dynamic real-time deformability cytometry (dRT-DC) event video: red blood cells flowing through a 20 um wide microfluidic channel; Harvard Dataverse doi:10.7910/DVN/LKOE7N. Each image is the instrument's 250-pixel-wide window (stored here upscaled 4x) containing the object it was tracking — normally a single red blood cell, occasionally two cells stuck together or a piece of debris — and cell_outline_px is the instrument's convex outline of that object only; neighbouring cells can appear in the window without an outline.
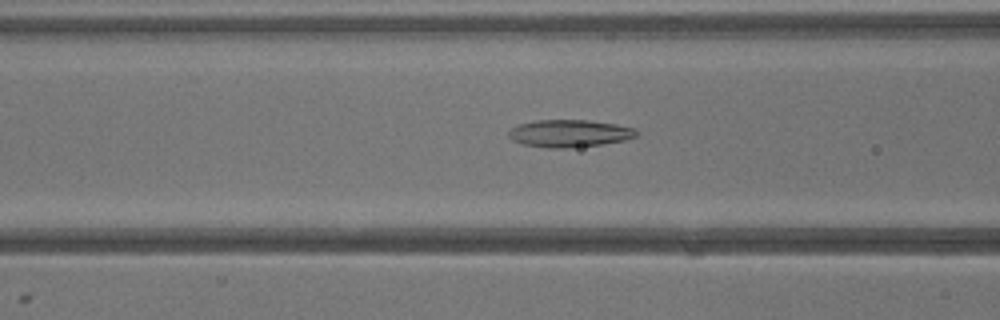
{"species": "common noctule bat (a hibernating species)", "species_latin": "Nyctalus noctula", "temperature_condition": "warm", "stored_images_in_passage": 40, "camera_frame_rate_fps": 3000, "um_per_image_px": 0.085, "animal": {"sex": "male", "body_mass_g": 13.3}, "frame": {"image": 1, "passage_image": 16, "time_ms": 5.0, "image_size_px": [1000, 320], "cell_outline_px": [[640, 132], [636, 136], [624, 140], [604, 144], [568, 148], [548, 148], [524, 144], [512, 140], [508, 136], [508, 132], [512, 128], [520, 124], [536, 120], [588, 120], [616, 124], [636, 128]], "centroid_in_image_um": [48.44, 11.34], "position_along_channel_um": 118.2, "area_um2": 20.46}}
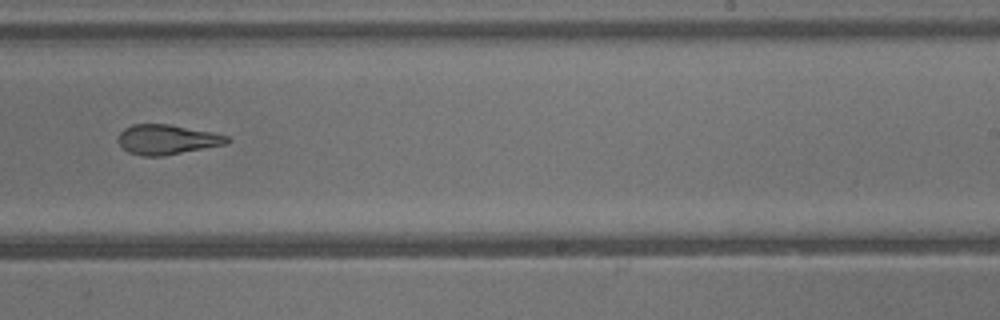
{"frame": {"image": 2, "passage_image": 25, "time_ms": 8.0, "image_size_px": [1000, 320], "cell_outline_px": [[232, 140], [228, 144], [164, 156], [144, 156], [128, 152], [116, 140], [120, 132], [124, 128], [132, 124], [168, 124], [212, 132], [228, 136]], "centroid_in_image_um": [14.21, 11.86], "position_along_channel_um": 274.8, "area_um2": 19.07}}
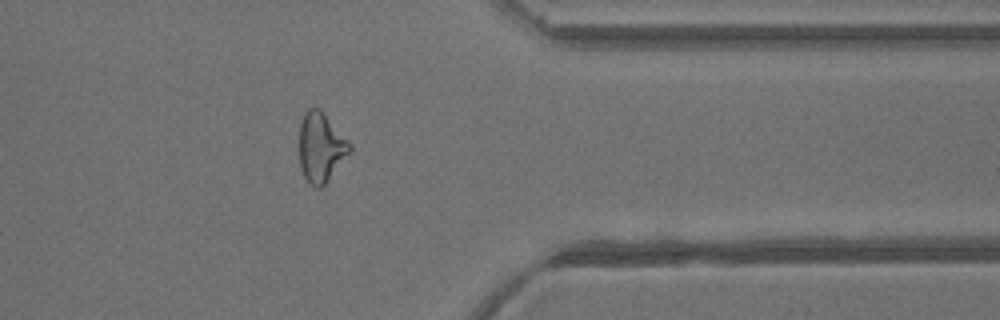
{"frame": {"image": 3, "passage_image": 32, "time_ms": 10.333, "image_size_px": [1000, 320], "cell_outline_px": [[352, 152], [324, 184], [320, 188], [316, 188], [308, 184], [304, 176], [300, 164], [300, 124], [304, 112], [308, 108], [320, 108], [352, 144]], "centroid_in_image_um": [27.3, 12.52], "position_along_channel_um": 384.1, "area_um2": 20.58}}